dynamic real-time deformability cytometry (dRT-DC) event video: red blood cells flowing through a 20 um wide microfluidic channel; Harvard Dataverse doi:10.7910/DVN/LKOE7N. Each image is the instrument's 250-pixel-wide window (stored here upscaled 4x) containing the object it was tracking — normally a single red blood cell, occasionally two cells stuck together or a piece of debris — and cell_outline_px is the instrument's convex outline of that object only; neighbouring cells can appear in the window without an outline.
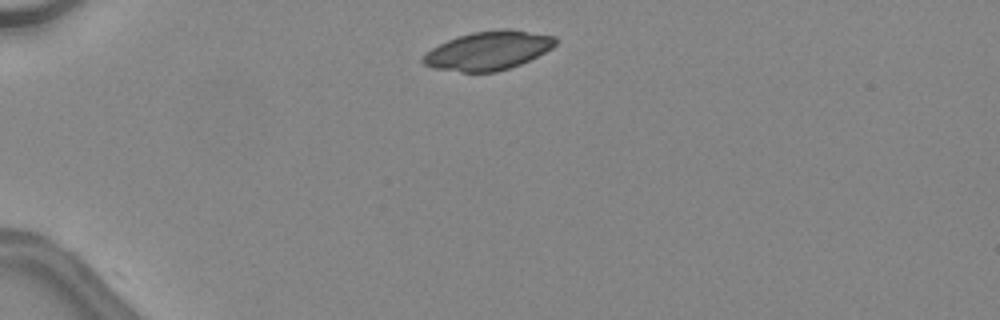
{"species": "common noctule bat (a hibernating species)", "species_latin": "Nyctalus noctula", "temperature_condition": "warm", "stored_images_in_passage": 3, "camera_frame_rate_fps": 3000, "um_per_image_px": 0.085, "animal": {"sex": "female", "body_mass_g": 24.6, "forearm_length_mm": 56.2}, "frame": {"image": 1, "passage_image": 1, "time_ms": 0.0, "image_size_px": [1000, 320], "cell_outline_px": [[556, 44], [552, 48], [520, 64], [496, 72], [460, 72], [432, 68], [424, 64], [420, 60], [432, 48], [448, 40], [472, 32], [504, 28], [556, 36]], "centroid_in_image_um": [41.49, 4.31], "position_along_channel_um": 43.5, "area_um2": 29.59}}